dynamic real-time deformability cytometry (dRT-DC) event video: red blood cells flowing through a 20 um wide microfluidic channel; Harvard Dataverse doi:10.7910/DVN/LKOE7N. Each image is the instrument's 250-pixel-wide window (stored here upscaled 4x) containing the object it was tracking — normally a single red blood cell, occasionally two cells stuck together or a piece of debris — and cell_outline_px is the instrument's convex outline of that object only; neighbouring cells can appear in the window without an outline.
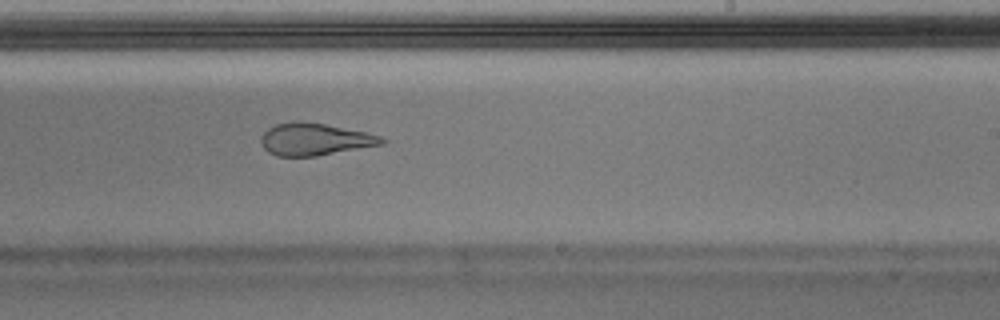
{"species": "Egyptian fruit bat (a non-hibernating species)", "species_latin": "Rousettus aegyptiacus", "temperature_condition": "warm", "stored_images_in_passage": 35, "camera_frame_rate_fps": 3000, "um_per_image_px": 0.085, "animal": {"sex": "male"}, "frame": {"image": 1, "passage_image": 16, "time_ms": 5.0, "image_size_px": [1000, 320], "cell_outline_px": [[388, 140], [384, 144], [316, 156], [276, 156], [268, 152], [264, 148], [260, 140], [260, 136], [268, 128], [276, 124], [324, 124], [368, 132], [380, 136]], "centroid_in_image_um": [26.8, 11.88], "position_along_channel_um": 262.2, "area_um2": 22.08}}